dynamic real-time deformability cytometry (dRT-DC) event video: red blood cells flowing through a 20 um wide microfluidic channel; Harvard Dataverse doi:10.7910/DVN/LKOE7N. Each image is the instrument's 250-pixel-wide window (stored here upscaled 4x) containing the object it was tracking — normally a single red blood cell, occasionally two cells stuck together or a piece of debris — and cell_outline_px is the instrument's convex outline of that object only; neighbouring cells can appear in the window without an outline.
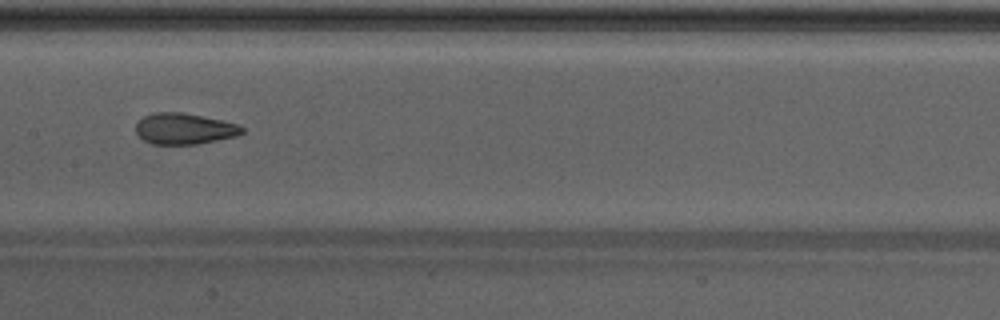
{"species": "Egyptian fruit bat (a non-hibernating species)", "species_latin": "Rousettus aegyptiacus", "temperature_condition": "warm", "stored_images_in_passage": 19, "camera_frame_rate_fps": 3000, "um_per_image_px": 0.085, "animal": {"sex": "male"}, "frame": {"image": 1, "passage_image": 9, "time_ms": 2.667, "image_size_px": [1000, 320], "cell_outline_px": [[244, 132], [236, 136], [196, 144], [152, 144], [144, 140], [136, 132], [136, 124], [144, 116], [156, 112], [180, 112], [240, 124], [244, 128]], "centroid_in_image_um": [15.67, 10.94], "position_along_channel_um": 191.7, "area_um2": 19.02}}